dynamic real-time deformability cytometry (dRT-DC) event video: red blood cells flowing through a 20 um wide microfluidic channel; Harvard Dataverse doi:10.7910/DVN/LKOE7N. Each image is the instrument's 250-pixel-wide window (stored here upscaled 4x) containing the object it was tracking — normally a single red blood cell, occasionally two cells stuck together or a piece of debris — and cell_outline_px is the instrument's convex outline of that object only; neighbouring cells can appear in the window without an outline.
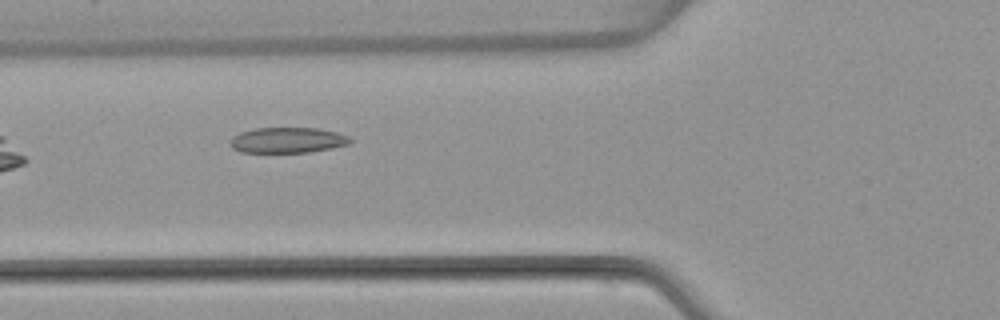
{"species": "common noctule bat (a hibernating species)", "species_latin": "Nyctalus noctula", "temperature_condition": "warm", "stored_images_in_passage": 7, "camera_frame_rate_fps": 3000, "um_per_image_px": 0.085, "animal": {"sex": "female", "body_mass_g": 22.7, "forearm_length_mm": 54.2}, "frame": {"image": 1, "passage_image": 6, "time_ms": 6.667, "image_size_px": [1000, 320], "cell_outline_px": [[352, 140], [348, 144], [332, 148], [308, 152], [240, 152], [232, 148], [228, 144], [228, 140], [232, 136], [240, 132], [256, 128], [316, 128], [336, 132], [348, 136]], "centroid_in_image_um": [24.38, 11.91], "position_along_channel_um": 101.4, "area_um2": 17.92}}
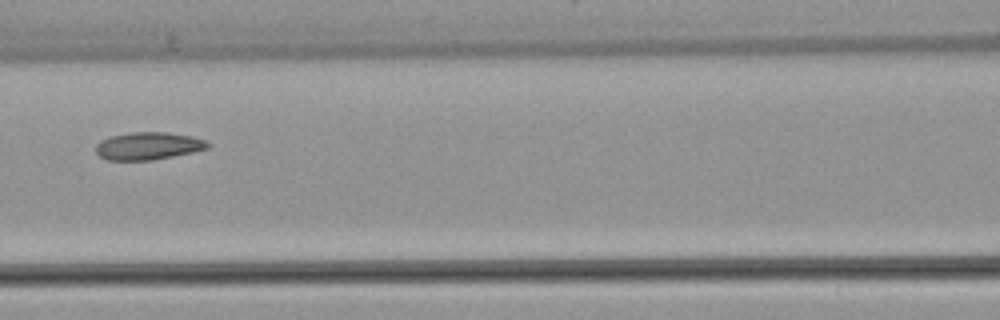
{"frame": {"image": 2, "passage_image": 7, "time_ms": 8.0, "image_size_px": [1000, 320], "cell_outline_px": [[212, 144], [208, 148], [192, 152], [152, 160], [108, 160], [100, 156], [96, 152], [96, 144], [100, 140], [108, 136], [132, 132], [168, 132], [192, 136], [204, 140]], "centroid_in_image_um": [12.58, 12.39], "position_along_channel_um": 154.0, "area_um2": 18.03}}